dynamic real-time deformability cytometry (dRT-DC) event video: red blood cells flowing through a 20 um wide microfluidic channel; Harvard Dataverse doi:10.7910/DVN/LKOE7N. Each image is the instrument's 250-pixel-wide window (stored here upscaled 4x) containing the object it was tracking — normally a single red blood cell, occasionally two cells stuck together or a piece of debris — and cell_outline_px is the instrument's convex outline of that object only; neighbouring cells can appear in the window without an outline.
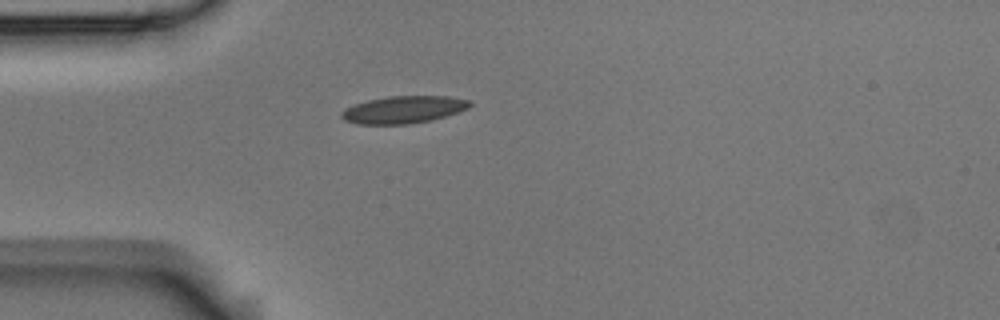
{"species": "Egyptian fruit bat (a non-hibernating species)", "species_latin": "Rousettus aegyptiacus", "temperature_condition": "room temperature", "stored_images_in_passage": 1, "camera_frame_rate_fps": 3000, "um_per_image_px": 0.085, "animal": {"sex": "male"}, "frame": {"image": 1, "passage_image": 1, "time_ms": 0.0, "image_size_px": [1000, 320], "cell_outline_px": [[472, 104], [468, 108], [432, 120], [408, 124], [356, 124], [344, 120], [340, 116], [340, 112], [344, 108], [368, 100], [388, 96], [448, 96], [468, 100]], "centroid_in_image_um": [34.25, 9.32], "position_along_channel_um": 50.7, "area_um2": 20.35}}